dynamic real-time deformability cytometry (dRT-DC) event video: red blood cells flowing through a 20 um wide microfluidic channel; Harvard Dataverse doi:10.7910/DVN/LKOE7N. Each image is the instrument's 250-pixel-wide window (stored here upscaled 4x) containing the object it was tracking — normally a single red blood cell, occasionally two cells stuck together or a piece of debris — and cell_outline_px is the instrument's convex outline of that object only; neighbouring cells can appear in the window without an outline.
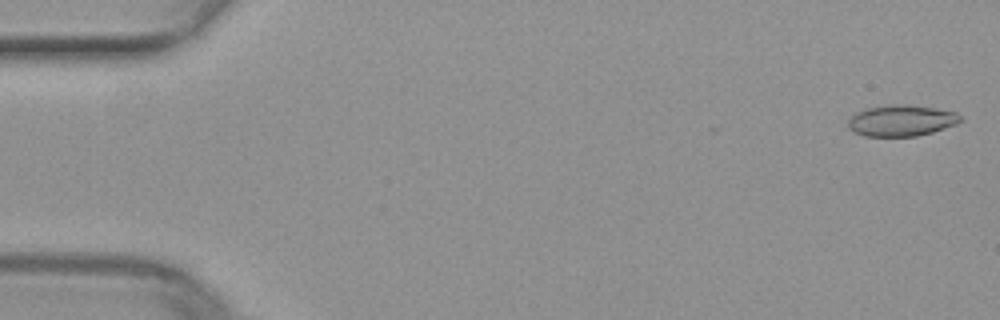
{"species": "common noctule bat (a hibernating species)", "species_latin": "Nyctalus noctula", "temperature_condition": "warm", "stored_images_in_passage": 11, "camera_frame_rate_fps": 3000, "um_per_image_px": 0.085, "animal": {"sex": "female", "body_mass_g": 29.2, "forearm_length_mm": 56.3}, "frame": {"image": 1, "passage_image": 1, "time_ms": 0.0, "image_size_px": [1000, 320], "cell_outline_px": [[964, 120], [956, 124], [932, 132], [916, 136], [864, 136], [852, 132], [848, 128], [848, 120], [856, 112], [868, 108], [888, 104], [904, 104], [932, 108], [956, 112]], "centroid_in_image_um": [76.59, 10.25], "position_along_channel_um": 8.4, "area_um2": 20.4}}